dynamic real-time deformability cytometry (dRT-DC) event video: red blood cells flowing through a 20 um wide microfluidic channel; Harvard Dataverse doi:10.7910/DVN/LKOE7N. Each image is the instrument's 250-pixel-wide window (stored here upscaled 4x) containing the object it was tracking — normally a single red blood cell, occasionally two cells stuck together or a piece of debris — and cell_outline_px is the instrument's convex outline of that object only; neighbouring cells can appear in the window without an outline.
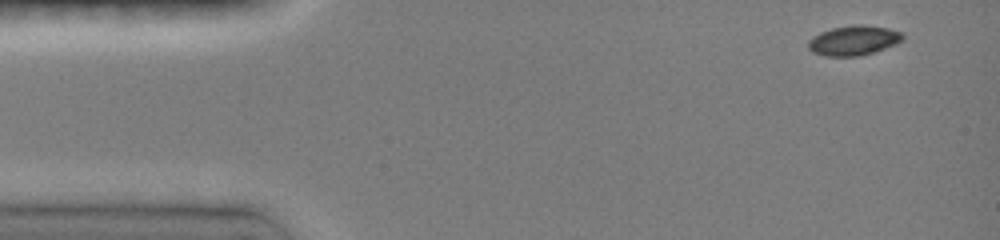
{"species": "common noctule bat (a hibernating species)", "species_latin": "Nyctalus noctula", "temperature_condition": "room temperature", "stored_images_in_passage": 4, "camera_frame_rate_fps": 3000, "um_per_image_px": 0.085, "animal": {"sex": "female", "body_mass_g": 19.0, "forearm_length_mm": 51.5}, "frame": {"image": 1, "passage_image": 1, "time_ms": 0.0, "image_size_px": [1000, 240], "cell_outline_px": [[904, 40], [896, 44], [860, 56], [824, 56], [812, 52], [808, 48], [808, 40], [812, 36], [820, 32], [832, 28], [852, 24], [860, 24], [888, 28], [904, 32]], "centroid_in_image_um": [72.56, 3.43], "position_along_channel_um": 12.4, "area_um2": 16.59}}
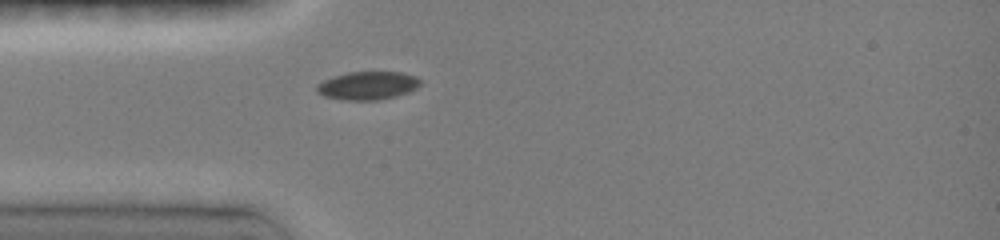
{"frame": {"image": 2, "passage_image": 4, "time_ms": 3.333, "image_size_px": [1000, 240], "cell_outline_px": [[420, 84], [416, 88], [408, 92], [396, 96], [376, 100], [340, 100], [324, 96], [316, 92], [316, 84], [324, 80], [348, 72], [404, 72], [416, 76], [420, 80]], "centroid_in_image_um": [31.24, 7.28], "position_along_channel_um": 53.8, "area_um2": 17.05}}